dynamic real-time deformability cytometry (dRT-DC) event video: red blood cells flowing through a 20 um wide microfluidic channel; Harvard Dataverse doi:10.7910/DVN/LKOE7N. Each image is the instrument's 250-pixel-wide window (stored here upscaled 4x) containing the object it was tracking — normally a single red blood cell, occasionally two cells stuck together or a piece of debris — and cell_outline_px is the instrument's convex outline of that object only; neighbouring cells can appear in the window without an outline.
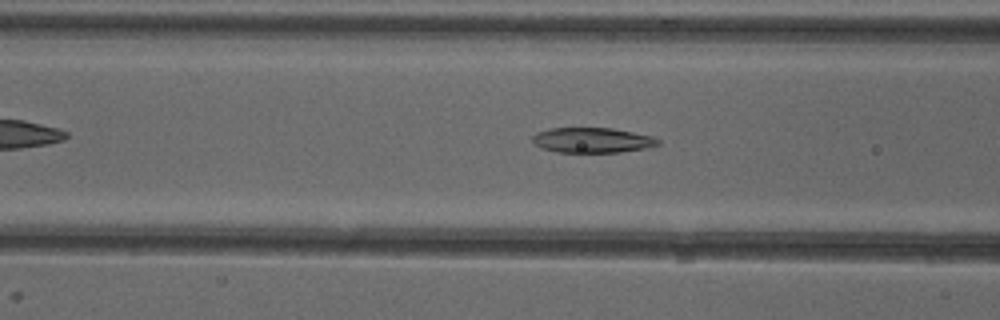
{"species": "common noctule bat (a hibernating species)", "species_latin": "Nyctalus noctula", "temperature_condition": "cold", "stored_images_in_passage": 36, "camera_frame_rate_fps": 3000, "um_per_image_px": 0.085, "animal": {"sex": "female"}, "frame": {"image": 1, "passage_image": 12, "time_ms": 3.667, "image_size_px": [1000, 320], "cell_outline_px": [[660, 144], [644, 148], [620, 152], [556, 152], [540, 148], [532, 140], [532, 136], [536, 132], [548, 128], [612, 128], [652, 136], [660, 140]], "centroid_in_image_um": [50.3, 11.91], "position_along_channel_um": 116.3, "area_um2": 18.38}}
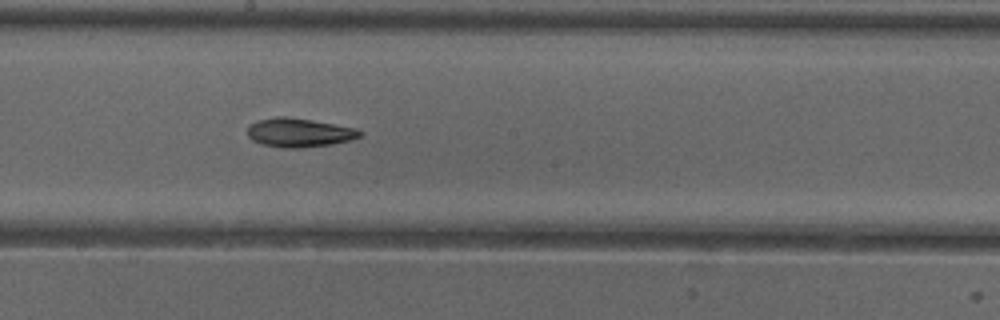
{"frame": {"image": 2, "passage_image": 20, "time_ms": 6.333, "image_size_px": [1000, 320], "cell_outline_px": [[364, 132], [360, 136], [352, 140], [328, 144], [300, 148], [284, 148], [260, 144], [252, 140], [248, 136], [248, 124], [260, 120], [276, 116], [288, 116], [312, 120], [356, 128]], "centroid_in_image_um": [25.41, 11.27], "position_along_channel_um": 222.8, "area_um2": 18.96}}
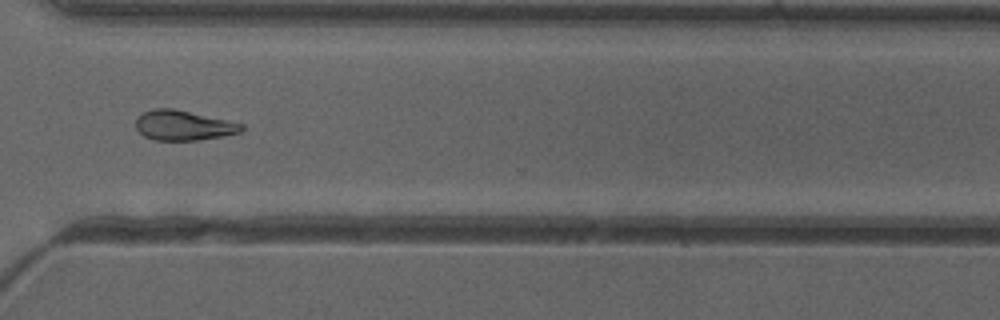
{"frame": {"image": 3, "passage_image": 30, "time_ms": 9.667, "image_size_px": [1000, 320], "cell_outline_px": [[244, 128], [240, 132], [220, 136], [196, 140], [152, 140], [144, 136], [136, 128], [136, 116], [140, 112], [152, 108], [172, 108], [244, 124]], "centroid_in_image_um": [15.51, 10.64], "position_along_channel_um": 355.1, "area_um2": 18.38}, "authors_computed_cell_mechanics": {"area_um2": 18.6116, "velocity_mm_per_s": 3.9872, "shape_relaxation_time_tau1_ms": 11.3469, "shape_relaxation_time_tau2_ms": null, "deformation_change_tau1": 0.1688, "deformation_change_tau2": null}}